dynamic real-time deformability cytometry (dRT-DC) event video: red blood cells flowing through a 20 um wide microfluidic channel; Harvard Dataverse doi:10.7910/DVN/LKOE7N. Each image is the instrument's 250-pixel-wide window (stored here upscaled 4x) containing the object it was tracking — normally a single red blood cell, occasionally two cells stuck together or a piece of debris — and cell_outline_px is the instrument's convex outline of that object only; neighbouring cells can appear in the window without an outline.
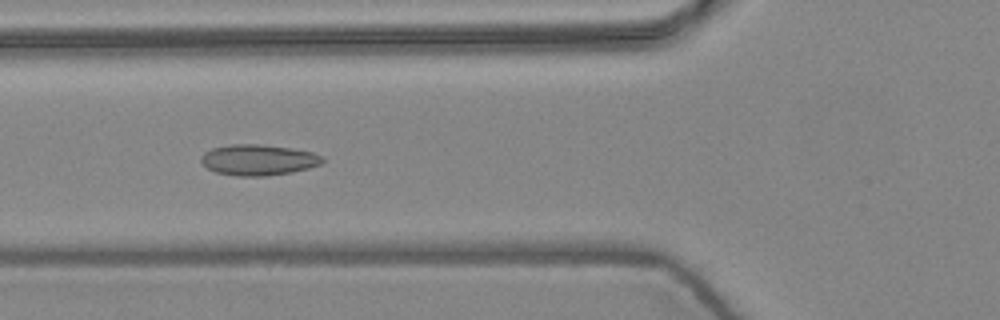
{"species": "common noctule bat (a hibernating species)", "species_latin": "Nyctalus noctula", "temperature_condition": "warm", "stored_images_in_passage": 9, "camera_frame_rate_fps": 3000, "um_per_image_px": 0.085, "animal": {"sex": "female", "body_mass_g": 24.6, "forearm_length_mm": 56.2}, "frame": {"image": 1, "passage_image": 6, "time_ms": 1.667, "image_size_px": [1000, 320], "cell_outline_px": [[324, 160], [320, 164], [308, 168], [292, 172], [264, 176], [236, 176], [216, 172], [208, 168], [200, 160], [200, 156], [204, 152], [212, 148], [232, 144], [260, 144], [288, 148], [312, 152], [324, 156]], "centroid_in_image_um": [21.94, 13.59], "position_along_channel_um": 103.9, "area_um2": 21.73}}
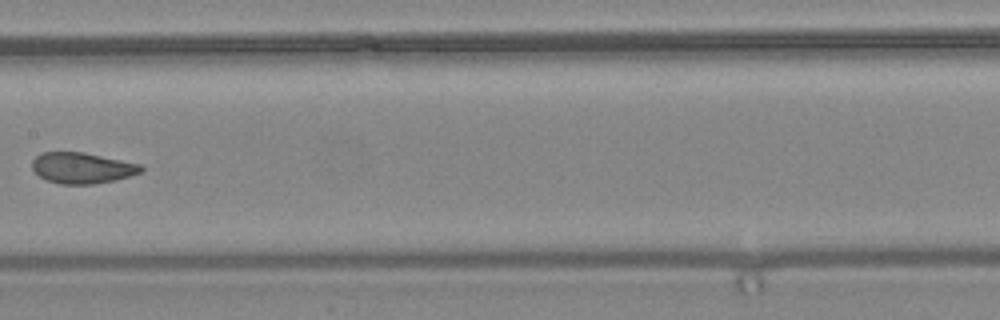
{"frame": {"image": 2, "passage_image": 8, "time_ms": 2.333, "image_size_px": [1000, 320], "cell_outline_px": [[144, 168], [140, 172], [116, 180], [92, 184], [60, 184], [44, 180], [32, 168], [32, 160], [40, 152], [84, 152], [140, 164]], "centroid_in_image_um": [6.94, 14.27], "position_along_channel_um": 200.5, "area_um2": 19.59}}
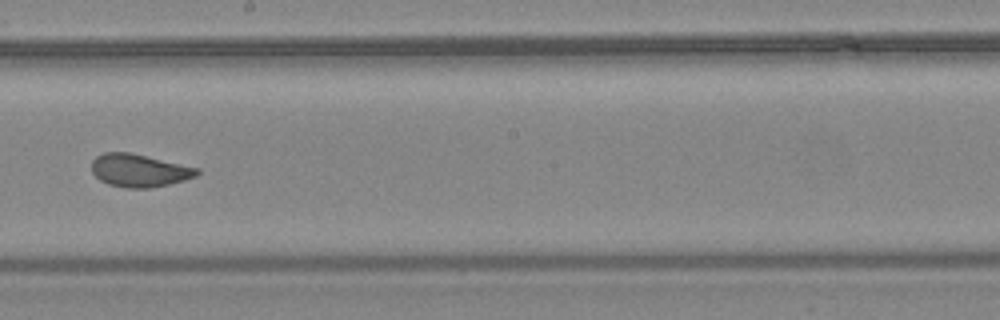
{"frame": {"image": 3, "passage_image": 9, "time_ms": 2.667, "image_size_px": [1000, 320], "cell_outline_px": [[200, 172], [196, 176], [184, 180], [168, 184], [148, 188], [124, 188], [108, 184], [100, 180], [92, 172], [92, 160], [96, 156], [104, 152], [128, 152], [200, 168]], "centroid_in_image_um": [11.82, 14.49], "position_along_channel_um": 236.4, "area_um2": 20.11}}